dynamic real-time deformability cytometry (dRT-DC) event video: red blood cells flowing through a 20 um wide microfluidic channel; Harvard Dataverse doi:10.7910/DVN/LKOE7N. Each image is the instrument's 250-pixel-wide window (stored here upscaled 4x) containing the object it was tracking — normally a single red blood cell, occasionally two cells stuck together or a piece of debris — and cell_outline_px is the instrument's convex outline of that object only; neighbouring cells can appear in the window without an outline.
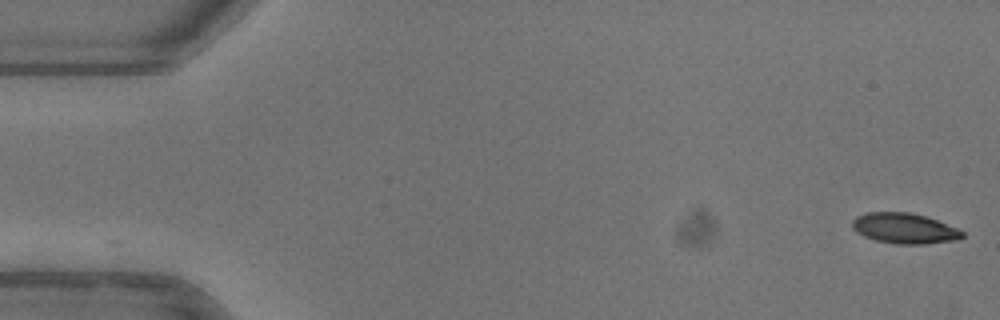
{"species": "common noctule bat (a hibernating species)", "species_latin": "Nyctalus noctula", "temperature_condition": "warm", "stored_images_in_passage": 14, "camera_frame_rate_fps": 3000, "um_per_image_px": 0.085, "animal": {"sex": "female"}, "frame": {"image": 1, "passage_image": 1, "time_ms": 0.0, "image_size_px": [1000, 320], "cell_outline_px": [[964, 236], [956, 240], [924, 244], [896, 244], [876, 240], [864, 236], [856, 232], [852, 228], [852, 220], [856, 216], [868, 212], [908, 212], [924, 216], [936, 220], [956, 228], [964, 232]], "centroid_in_image_um": [76.84, 19.41], "position_along_channel_um": 8.2, "area_um2": 19.42}}
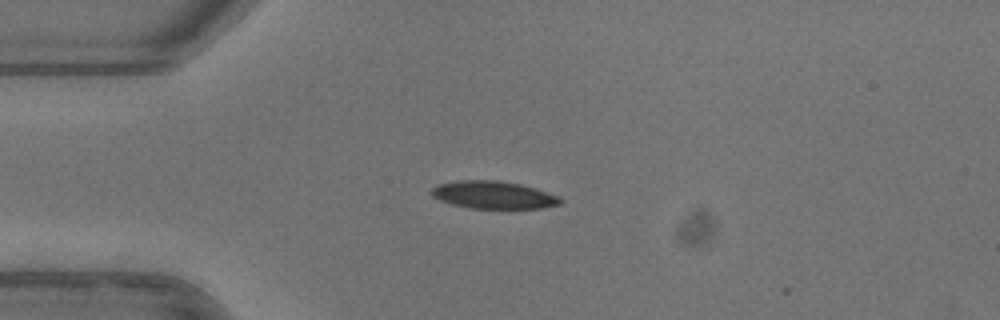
{"frame": {"image": 2, "passage_image": 13, "time_ms": 4.0, "image_size_px": [1000, 320], "cell_outline_px": [[564, 200], [560, 204], [544, 208], [472, 208], [452, 204], [440, 200], [432, 196], [428, 192], [436, 184], [456, 180], [496, 180], [520, 184], [556, 196]], "centroid_in_image_um": [41.86, 16.56], "position_along_channel_um": 43.1, "area_um2": 20.58}}